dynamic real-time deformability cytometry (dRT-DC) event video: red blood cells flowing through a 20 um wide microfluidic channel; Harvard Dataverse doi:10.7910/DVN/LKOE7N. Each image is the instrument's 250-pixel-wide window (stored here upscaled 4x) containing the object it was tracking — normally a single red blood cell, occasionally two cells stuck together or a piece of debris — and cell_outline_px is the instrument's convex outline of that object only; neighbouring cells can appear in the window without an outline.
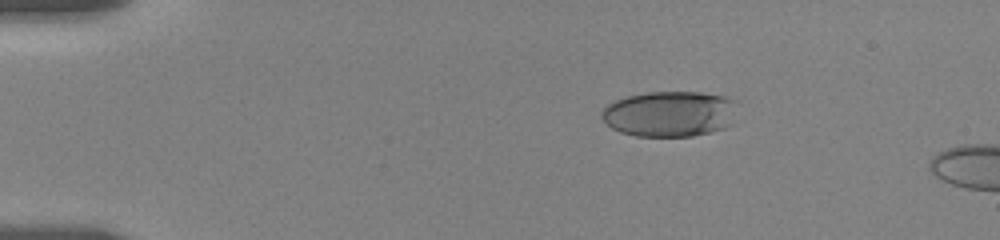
{"species": "human", "species_latin": "Homo sapiens", "temperature_condition": "room temperature", "stored_images_in_passage": 5, "camera_frame_rate_fps": 3000, "um_per_image_px": 0.085, "donor": {"sex": "female"}, "frame": {"image": 1, "passage_image": 3, "time_ms": 2.333, "image_size_px": [1000, 240], "cell_outline_px": [[740, 100], [728, 124], [724, 128], [712, 132], [692, 136], [636, 136], [620, 132], [612, 128], [600, 116], [600, 112], [608, 104], [616, 100], [628, 96], [648, 92], [700, 92], [724, 96]], "centroid_in_image_um": [56.93, 9.67], "position_along_channel_um": 28.1, "area_um2": 36.18}}